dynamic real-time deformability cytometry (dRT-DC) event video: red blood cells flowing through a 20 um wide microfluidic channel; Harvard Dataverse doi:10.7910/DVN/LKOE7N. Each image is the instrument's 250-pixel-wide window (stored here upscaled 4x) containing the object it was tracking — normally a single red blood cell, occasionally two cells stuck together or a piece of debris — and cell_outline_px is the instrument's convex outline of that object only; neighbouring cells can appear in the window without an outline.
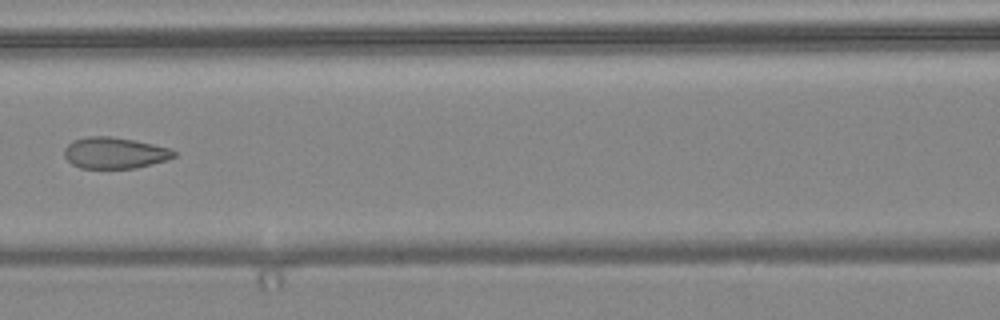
{"species": "common noctule bat (a hibernating species)", "species_latin": "Nyctalus noctula", "temperature_condition": "warm", "stored_images_in_passage": 7, "camera_frame_rate_fps": 3000, "um_per_image_px": 0.085, "animal": {"sex": "female", "body_mass_g": 24.6, "forearm_length_mm": 56.2}, "frame": {"image": 1, "passage_image": 5, "time_ms": 1.333, "image_size_px": [1000, 320], "cell_outline_px": [[176, 156], [168, 160], [136, 168], [80, 168], [72, 164], [64, 156], [64, 148], [72, 140], [88, 136], [108, 136], [132, 140], [172, 148], [176, 152]], "centroid_in_image_um": [9.75, 13.0], "position_along_channel_um": 156.8, "area_um2": 20.06}}
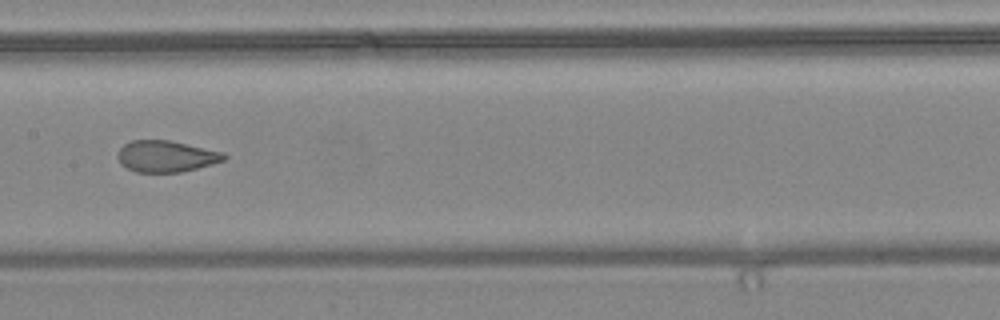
{"frame": {"image": 2, "passage_image": 6, "time_ms": 1.667, "image_size_px": [1000, 320], "cell_outline_px": [[228, 156], [224, 160], [212, 164], [180, 172], [136, 172], [120, 164], [116, 156], [120, 148], [124, 144], [132, 140], [168, 140], [224, 152]], "centroid_in_image_um": [14.1, 13.28], "position_along_channel_um": 193.3, "area_um2": 19.42}}
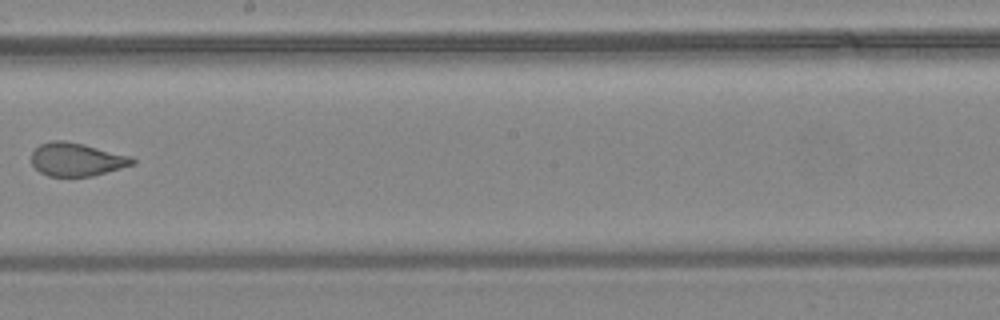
{"frame": {"image": 3, "passage_image": 7, "time_ms": 2.0, "image_size_px": [1000, 320], "cell_outline_px": [[136, 164], [92, 176], [48, 176], [40, 172], [32, 164], [32, 152], [40, 144], [52, 140], [64, 140], [84, 144], [132, 156], [136, 160]], "centroid_in_image_um": [6.54, 13.55], "position_along_channel_um": 241.7, "area_um2": 19.65}}